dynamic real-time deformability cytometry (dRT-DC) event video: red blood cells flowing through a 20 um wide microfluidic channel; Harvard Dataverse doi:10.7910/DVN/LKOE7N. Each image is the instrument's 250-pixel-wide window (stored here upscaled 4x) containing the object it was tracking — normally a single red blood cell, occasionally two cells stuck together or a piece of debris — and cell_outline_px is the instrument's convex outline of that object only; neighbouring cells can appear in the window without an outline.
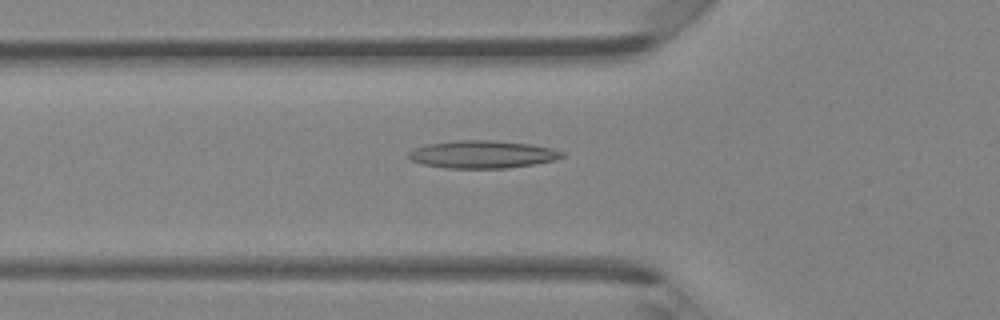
{"species": "Egyptian fruit bat (a non-hibernating species)", "species_latin": "Rousettus aegyptiacus", "temperature_condition": "room temperature", "stored_images_in_passage": 24, "camera_frame_rate_fps": 3000, "um_per_image_px": 0.085, "animal": {"sex": "female"}, "frame": {"image": 1, "passage_image": 16, "time_ms": 5.0, "image_size_px": [1000, 320], "cell_outline_px": [[564, 156], [556, 160], [508, 168], [444, 168], [424, 164], [412, 160], [408, 156], [408, 152], [416, 148], [428, 144], [456, 140], [492, 140], [532, 144], [552, 148], [564, 152]], "centroid_in_image_um": [41.04, 13.12], "position_along_channel_um": 84.8, "area_um2": 24.68}}
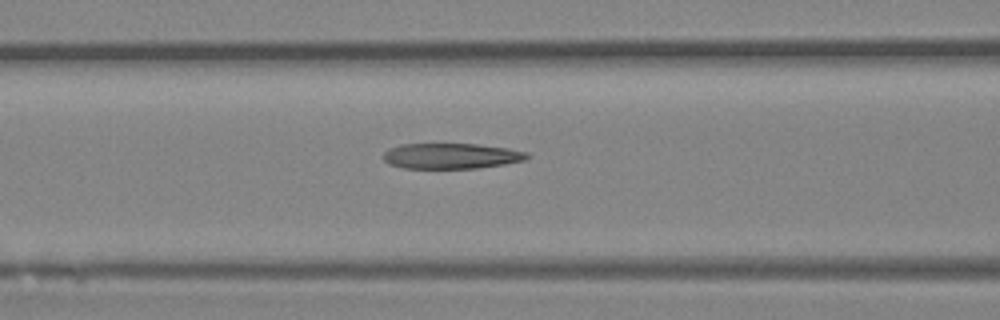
{"frame": {"image": 2, "passage_image": 19, "time_ms": 6.0, "image_size_px": [1000, 320], "cell_outline_px": [[532, 156], [528, 160], [480, 168], [404, 168], [388, 164], [384, 160], [384, 152], [388, 148], [400, 144], [476, 144], [508, 148], [528, 152]], "centroid_in_image_um": [38.39, 13.26], "position_along_channel_um": 128.2, "area_um2": 21.62}}
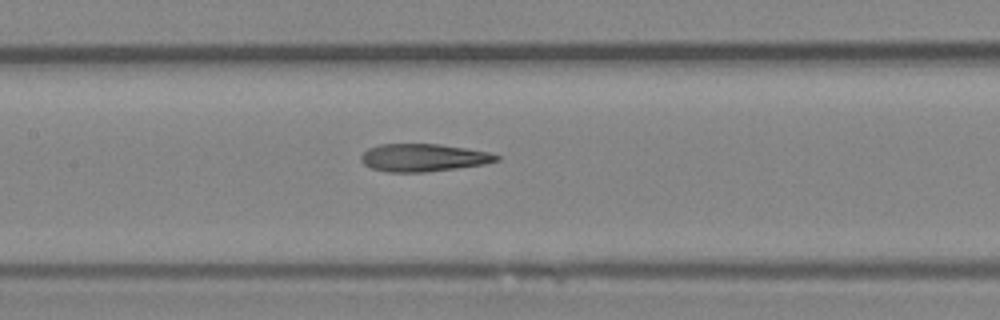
{"frame": {"image": 3, "passage_image": 22, "time_ms": 7.0, "image_size_px": [1000, 320], "cell_outline_px": [[500, 160], [484, 164], [456, 168], [424, 172], [388, 172], [372, 168], [364, 164], [360, 160], [360, 156], [368, 148], [380, 144], [440, 144], [488, 152], [500, 156]], "centroid_in_image_um": [35.97, 13.4], "position_along_channel_um": 171.4, "area_um2": 21.73}}